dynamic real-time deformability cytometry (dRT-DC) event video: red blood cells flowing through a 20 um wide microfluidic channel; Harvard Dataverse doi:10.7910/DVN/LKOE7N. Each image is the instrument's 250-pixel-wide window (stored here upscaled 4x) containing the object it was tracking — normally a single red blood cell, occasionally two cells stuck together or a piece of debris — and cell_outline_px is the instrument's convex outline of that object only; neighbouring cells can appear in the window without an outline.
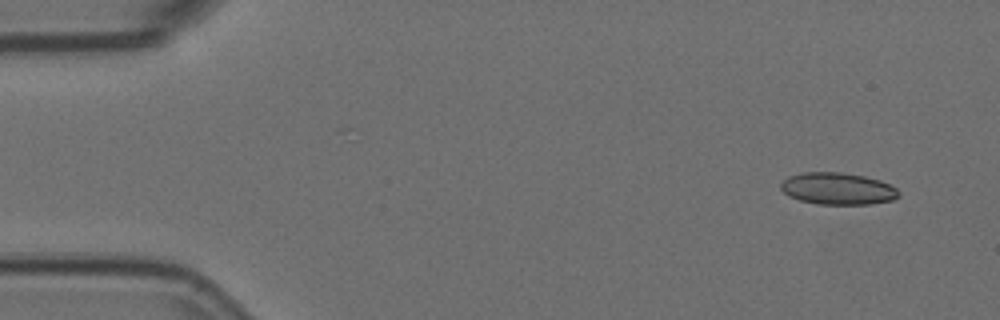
{"species": "Egyptian fruit bat (a non-hibernating species)", "species_latin": "Rousettus aegyptiacus", "temperature_condition": "room temperature", "stored_images_in_passage": 2, "camera_frame_rate_fps": 3000, "um_per_image_px": 0.085, "animal": {"sex": "female"}, "frame": {"image": 1, "passage_image": 2, "time_ms": 0.333, "image_size_px": [1000, 320], "cell_outline_px": [[900, 196], [892, 200], [872, 204], [816, 204], [800, 200], [788, 196], [780, 188], [780, 184], [788, 176], [800, 172], [840, 172], [864, 176], [880, 180], [896, 188], [900, 192]], "centroid_in_image_um": [71.2, 16.03], "position_along_channel_um": 13.8, "area_um2": 22.08}}